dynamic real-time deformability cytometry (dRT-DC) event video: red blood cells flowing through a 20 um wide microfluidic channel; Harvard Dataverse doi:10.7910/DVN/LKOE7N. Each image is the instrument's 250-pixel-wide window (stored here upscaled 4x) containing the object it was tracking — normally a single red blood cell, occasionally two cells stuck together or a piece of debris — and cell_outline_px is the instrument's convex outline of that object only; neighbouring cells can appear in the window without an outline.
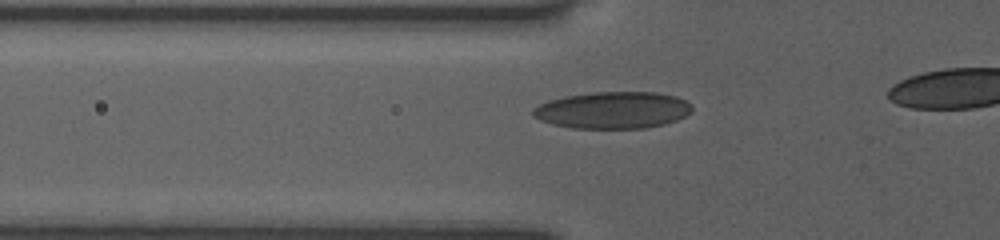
{"species": "human", "species_latin": "Homo sapiens", "temperature_condition": "room temperature", "stored_images_in_passage": 19, "segment_of_instrument_passage": [1, 2], "camera_frame_rate_fps": 3000, "um_per_image_px": 0.085, "donor": {"sex": "female"}, "frame": {"image": 1, "passage_image": 7, "time_ms": 3.333, "image_size_px": [1000, 240], "cell_outline_px": [[692, 112], [676, 120], [664, 124], [644, 128], [572, 128], [552, 124], [540, 120], [532, 116], [532, 108], [548, 100], [564, 96], [592, 92], [656, 92], [676, 96], [692, 104]], "centroid_in_image_um": [52.07, 9.35], "position_along_channel_um": 73.7, "area_um2": 34.33}}
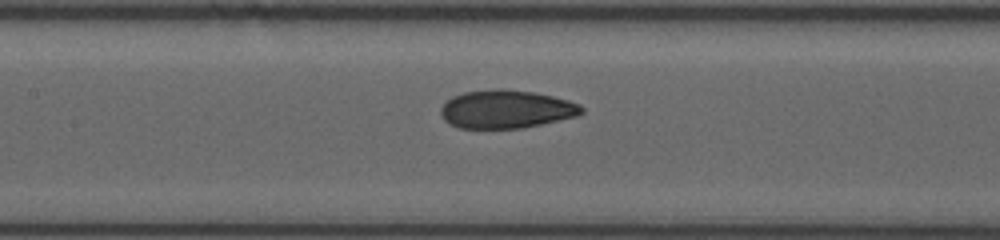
{"frame": {"image": 2, "passage_image": 12, "time_ms": 5.667, "image_size_px": [1000, 240], "cell_outline_px": [[584, 112], [576, 116], [540, 124], [520, 128], [460, 128], [444, 120], [440, 116], [440, 108], [452, 96], [464, 92], [496, 88], [504, 88], [536, 92], [568, 100], [580, 104], [584, 108]], "centroid_in_image_um": [43.02, 9.26], "position_along_channel_um": 164.4, "area_um2": 31.44}}
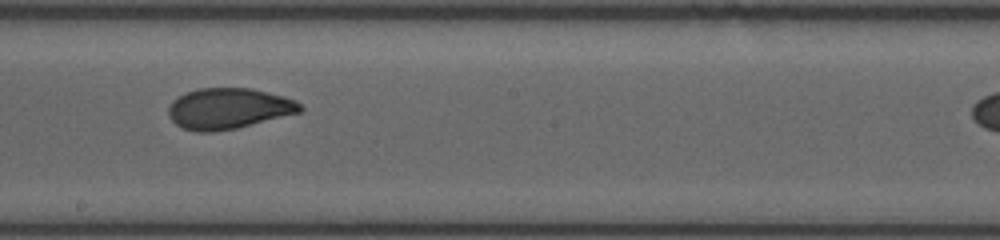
{"frame": {"image": 3, "passage_image": 16, "time_ms": 7.333, "image_size_px": [1000, 240], "cell_outline_px": [[304, 108], [300, 112], [236, 128], [212, 132], [196, 132], [184, 128], [176, 124], [168, 116], [168, 108], [172, 100], [188, 92], [200, 88], [252, 88], [284, 96], [296, 100]], "centroid_in_image_um": [19.42, 9.22], "position_along_channel_um": 228.8, "area_um2": 31.21}}